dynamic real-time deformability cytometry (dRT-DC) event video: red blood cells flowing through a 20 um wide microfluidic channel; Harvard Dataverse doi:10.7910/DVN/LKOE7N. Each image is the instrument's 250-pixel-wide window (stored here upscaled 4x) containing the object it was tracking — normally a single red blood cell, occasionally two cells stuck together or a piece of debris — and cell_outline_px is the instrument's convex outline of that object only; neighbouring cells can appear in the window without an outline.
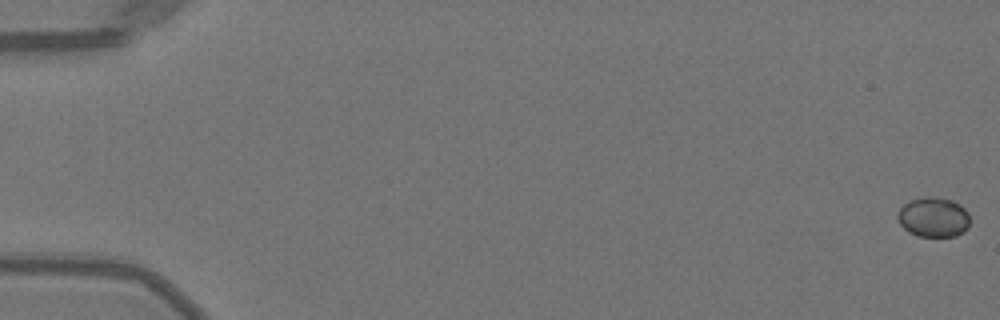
{"species": "Egyptian fruit bat (a non-hibernating species)", "species_latin": "Rousettus aegyptiacus", "temperature_condition": "warm", "stored_images_in_passage": 52, "camera_frame_rate_fps": 3000, "um_per_image_px": 0.085, "animal": {"sex": "female"}, "frame": {"image": 1, "passage_image": 1, "time_ms": 0.0, "image_size_px": [1000, 320], "cell_outline_px": [[968, 228], [964, 232], [956, 236], [920, 236], [908, 232], [900, 224], [896, 216], [900, 208], [908, 200], [924, 196], [936, 196], [952, 200], [960, 204], [968, 212]], "centroid_in_image_um": [79.33, 18.44], "position_along_channel_um": 5.7, "area_um2": 16.99}}
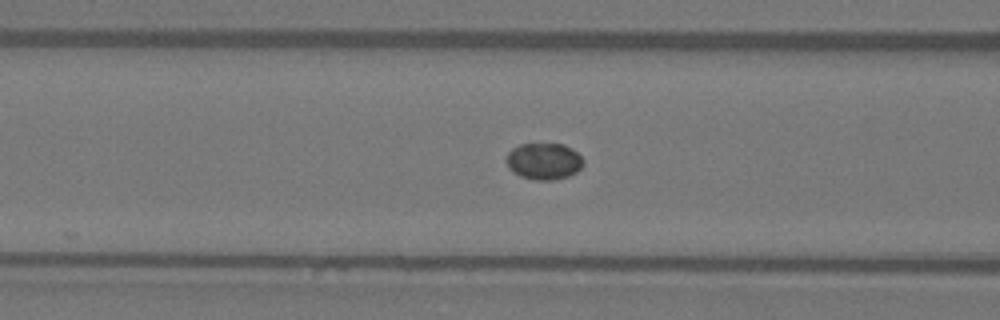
{"frame": {"image": 2, "passage_image": 22, "time_ms": 7.0, "image_size_px": [1000, 320], "cell_outline_px": [[584, 164], [576, 172], [568, 176], [552, 180], [536, 180], [520, 176], [512, 172], [508, 168], [508, 152], [512, 148], [520, 144], [564, 144], [572, 148], [584, 160]], "centroid_in_image_um": [46.24, 13.7], "position_along_channel_um": 120.4, "area_um2": 16.36}}
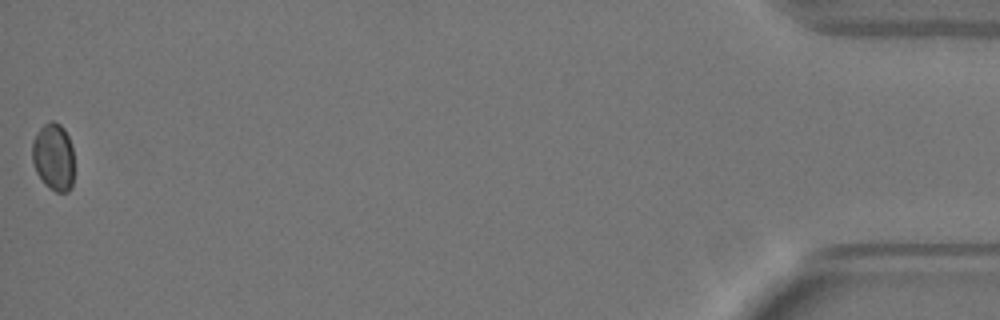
{"frame": {"image": 3, "passage_image": 52, "time_ms": 17.0, "image_size_px": [1000, 320], "cell_outline_px": [[72, 188], [68, 192], [56, 192], [48, 188], [44, 184], [36, 172], [32, 160], [32, 140], [40, 128], [48, 120], [52, 120], [60, 124], [64, 128], [68, 136], [72, 148]], "centroid_in_image_um": [4.53, 13.34], "position_along_channel_um": 430.7, "area_um2": 16.59}}